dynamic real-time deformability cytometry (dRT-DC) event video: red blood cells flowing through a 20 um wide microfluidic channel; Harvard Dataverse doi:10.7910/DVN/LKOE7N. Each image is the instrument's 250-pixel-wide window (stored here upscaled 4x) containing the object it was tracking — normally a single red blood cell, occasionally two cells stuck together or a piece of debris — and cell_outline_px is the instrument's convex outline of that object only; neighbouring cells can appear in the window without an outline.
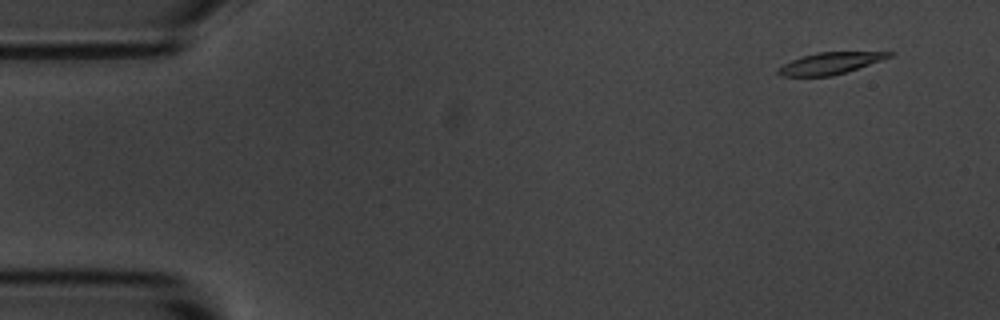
{"species": "common noctule bat (a hibernating species)", "species_latin": "Nyctalus noctula", "temperature_condition": "room temperature", "stored_images_in_passage": 4, "camera_frame_rate_fps": 3000, "um_per_image_px": 0.085, "animal": {"sex": "male", "body_mass_g": 20.1, "forearm_length_mm": 53.5}, "frame": {"image": 1, "passage_image": 1, "time_ms": 0.0, "image_size_px": [1000, 320], "cell_outline_px": [[896, 52], [892, 56], [832, 76], [780, 76], [776, 72], [776, 68], [792, 60], [816, 52]], "centroid_in_image_um": [70.49, 5.38], "position_along_channel_um": 14.5, "area_um2": 13.7}}
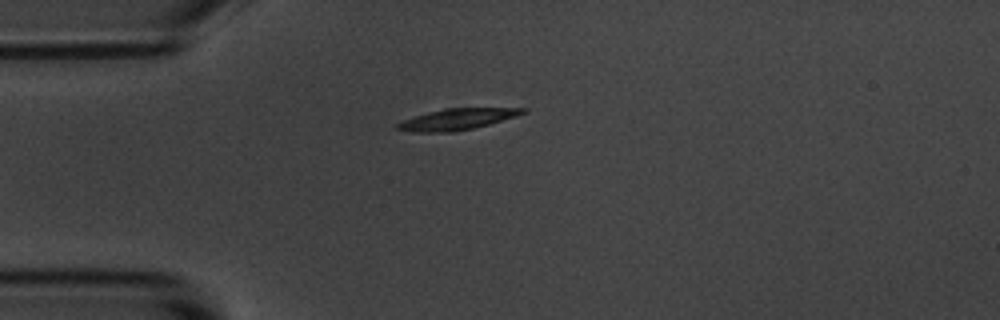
{"frame": {"image": 2, "passage_image": 4, "time_ms": 3.333, "image_size_px": [1000, 320], "cell_outline_px": [[528, 112], [516, 116], [488, 124], [472, 128], [452, 132], [412, 132], [396, 128], [396, 124], [404, 120], [428, 112], [444, 108], [528, 108]], "centroid_in_image_um": [38.87, 10.13], "position_along_channel_um": 46.1, "area_um2": 15.26}}